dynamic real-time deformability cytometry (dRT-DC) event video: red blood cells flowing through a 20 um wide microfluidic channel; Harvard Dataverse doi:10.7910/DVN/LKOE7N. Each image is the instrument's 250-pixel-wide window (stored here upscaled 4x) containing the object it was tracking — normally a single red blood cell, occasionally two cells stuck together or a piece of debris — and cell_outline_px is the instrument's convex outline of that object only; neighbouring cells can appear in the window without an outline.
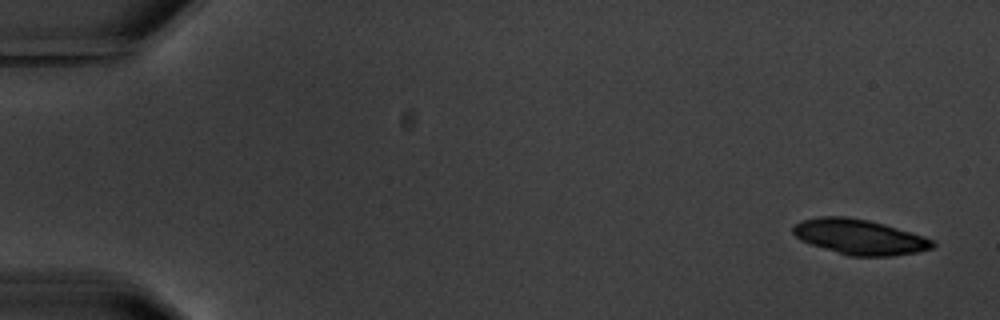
{"species": "common noctule bat (a hibernating species)", "species_latin": "Nyctalus noctula", "temperature_condition": "warm", "stored_images_in_passage": 5, "camera_frame_rate_fps": 3000, "um_per_image_px": 0.085, "animal": {"sex": "male", "body_mass_g": 20.1, "forearm_length_mm": 53.5}, "frame": {"image": 1, "passage_image": 1, "time_ms": 0.0, "image_size_px": [1000, 320], "cell_outline_px": [[936, 244], [932, 248], [916, 252], [892, 256], [848, 256], [800, 240], [792, 232], [792, 228], [800, 220], [820, 216], [844, 216], [868, 220], [884, 224], [924, 236], [932, 240]], "centroid_in_image_um": [73.04, 20.13], "position_along_channel_um": 12.0, "area_um2": 28.5}}